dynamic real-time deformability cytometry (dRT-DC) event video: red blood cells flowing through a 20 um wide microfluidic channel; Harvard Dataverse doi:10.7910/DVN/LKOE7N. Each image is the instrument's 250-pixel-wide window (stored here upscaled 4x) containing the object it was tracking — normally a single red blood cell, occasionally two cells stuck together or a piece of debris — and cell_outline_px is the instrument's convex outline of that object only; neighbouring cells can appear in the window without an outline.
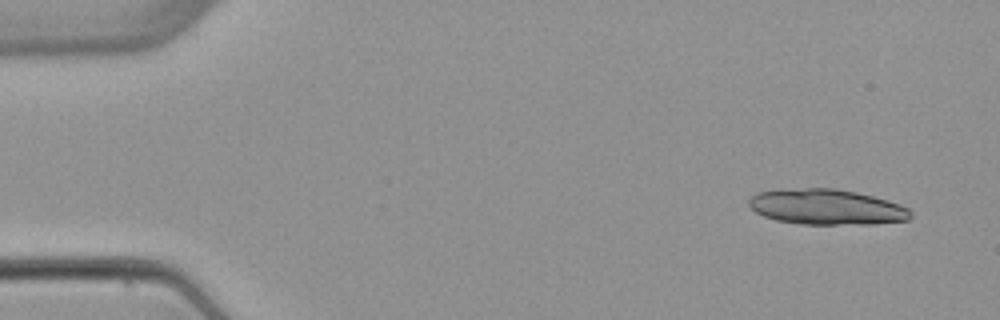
{"species": "common noctule bat (a hibernating species)", "species_latin": "Nyctalus noctula", "temperature_condition": "warm", "stored_images_in_passage": 5, "camera_frame_rate_fps": 3000, "um_per_image_px": 0.085, "animal": {"sex": "female", "body_mass_g": 22.7, "forearm_length_mm": 54.2}, "frame": {"image": 1, "passage_image": 1, "time_ms": 0.0, "image_size_px": [1000, 320], "cell_outline_px": [[912, 216], [908, 220], [872, 224], [804, 224], [776, 220], [764, 216], [756, 212], [748, 204], [748, 200], [756, 192], [780, 188], [832, 188], [856, 192], [888, 200], [900, 204], [908, 208], [912, 212]], "centroid_in_image_um": [70.24, 17.58], "position_along_channel_um": 14.8, "area_um2": 33.64}}
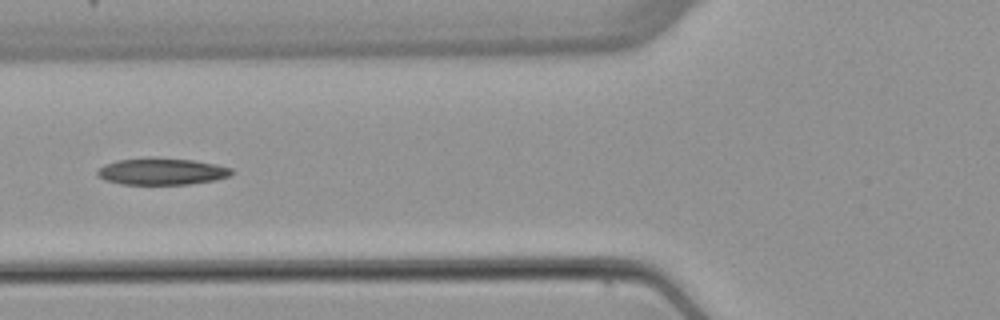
{"frame": {"image": 2, "passage_image": 5, "time_ms": 5.667, "image_size_px": [1000, 320], "cell_outline_px": [[236, 172], [228, 176], [216, 180], [188, 184], [120, 184], [104, 180], [96, 176], [96, 172], [104, 164], [116, 160], [152, 156], [156, 156], [196, 160], [216, 164], [232, 168]], "centroid_in_image_um": [13.74, 14.55], "position_along_channel_um": 112.1, "area_um2": 21.5}}